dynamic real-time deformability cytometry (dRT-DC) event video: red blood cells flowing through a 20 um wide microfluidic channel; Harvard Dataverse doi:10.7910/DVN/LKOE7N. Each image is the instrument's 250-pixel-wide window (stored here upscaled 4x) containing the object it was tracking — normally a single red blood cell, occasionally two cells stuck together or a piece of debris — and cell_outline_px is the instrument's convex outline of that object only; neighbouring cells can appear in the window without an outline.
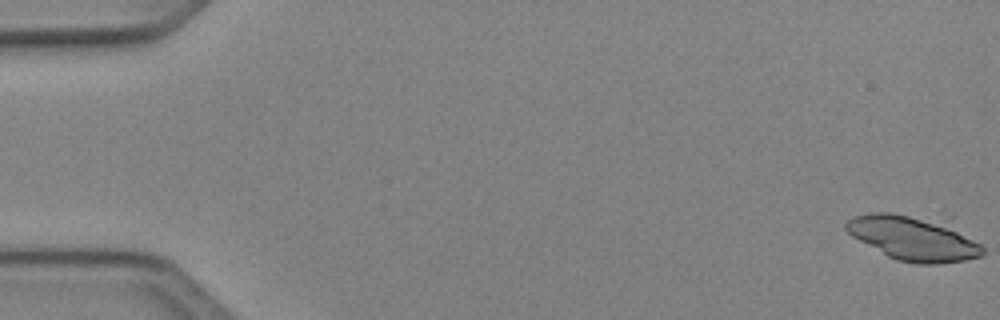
{"species": "Egyptian fruit bat (a non-hibernating species)", "species_latin": "Rousettus aegyptiacus", "temperature_condition": "cold", "stored_images_in_passage": 17, "camera_frame_rate_fps": 3000, "um_per_image_px": 0.085, "animal": {"sex": "female"}, "frame": {"image": 1, "passage_image": 1, "time_ms": 0.0, "image_size_px": [1000, 320], "cell_outline_px": [[984, 252], [980, 256], [964, 260], [936, 264], [916, 264], [896, 260], [888, 256], [852, 236], [844, 228], [844, 224], [848, 220], [856, 216], [872, 212], [892, 212], [948, 224], [980, 244], [984, 248]], "centroid_in_image_um": [77.59, 20.26], "position_along_channel_um": 7.4, "area_um2": 34.68}}